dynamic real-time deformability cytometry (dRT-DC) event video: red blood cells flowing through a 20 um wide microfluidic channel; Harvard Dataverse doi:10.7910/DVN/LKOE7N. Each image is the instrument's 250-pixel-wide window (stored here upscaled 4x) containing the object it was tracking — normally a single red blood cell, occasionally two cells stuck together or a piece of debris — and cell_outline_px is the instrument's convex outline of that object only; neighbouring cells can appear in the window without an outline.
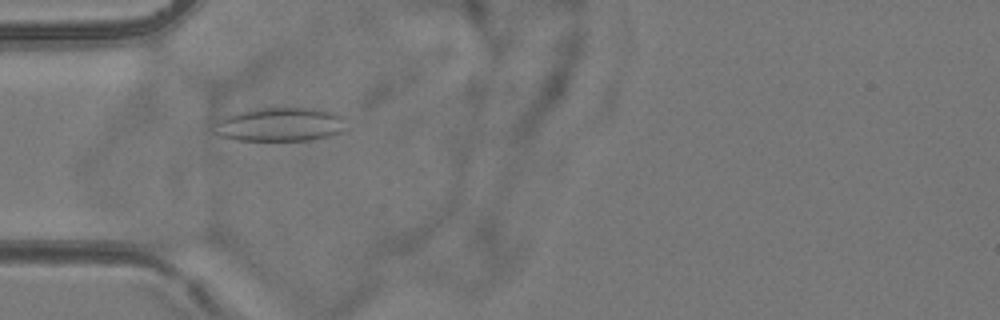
{"species": "common noctule bat (a hibernating species)", "species_latin": "Nyctalus noctula", "temperature_condition": "room temperature", "stored_images_in_passage": 4, "camera_frame_rate_fps": 3000, "um_per_image_px": 0.085, "animal": {"sex": "female", "body_mass_g": 24.6, "forearm_length_mm": 56.2}, "frame": {"image": 1, "passage_image": 3, "time_ms": 2.333, "image_size_px": [1000, 320], "cell_outline_px": [[348, 132], [312, 140], [236, 140], [220, 136], [212, 132], [212, 124], [236, 112], [256, 108], [316, 108], [336, 112], [344, 116], [348, 128]], "centroid_in_image_um": [23.88, 10.58], "position_along_channel_um": 61.1, "area_um2": 26.76}}